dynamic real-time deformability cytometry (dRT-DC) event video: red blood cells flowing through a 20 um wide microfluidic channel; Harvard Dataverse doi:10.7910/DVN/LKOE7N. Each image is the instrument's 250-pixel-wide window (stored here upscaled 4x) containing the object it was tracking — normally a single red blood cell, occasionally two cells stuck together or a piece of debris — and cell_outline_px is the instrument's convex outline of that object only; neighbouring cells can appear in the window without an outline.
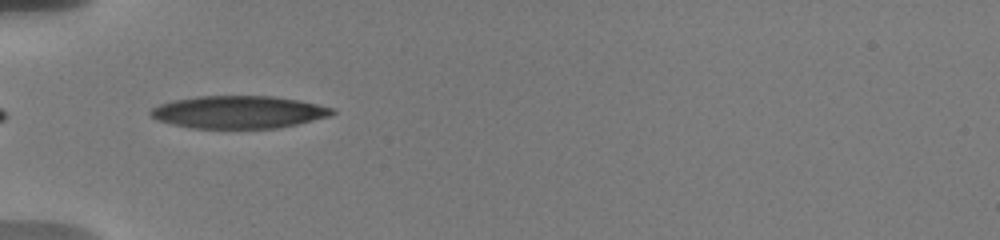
{"species": "human", "species_latin": "Homo sapiens", "temperature_condition": "warm", "stored_images_in_passage": 11, "camera_frame_rate_fps": 3000, "um_per_image_px": 0.085, "donor": {"sex": "male"}, "frame": {"image": 1, "passage_image": 1, "time_ms": 0.0, "image_size_px": [1000, 240], "cell_outline_px": [[336, 112], [332, 116], [280, 128], [192, 128], [172, 124], [160, 120], [152, 116], [148, 112], [152, 108], [160, 104], [172, 100], [196, 96], [272, 96], [300, 100], [332, 108]], "centroid_in_image_um": [20.31, 9.52], "position_along_channel_um": 64.7, "area_um2": 34.51}}
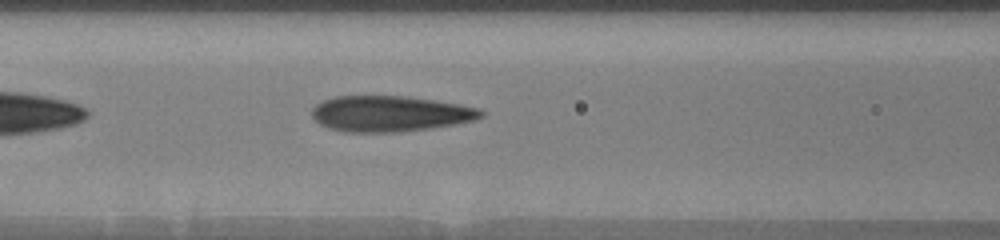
{"frame": {"image": 2, "passage_image": 7, "time_ms": 2.0, "image_size_px": [1000, 240], "cell_outline_px": [[484, 116], [472, 120], [432, 128], [400, 132], [344, 132], [328, 128], [320, 124], [312, 116], [312, 108], [316, 104], [324, 100], [336, 96], [404, 96], [460, 104], [480, 108], [484, 112]], "centroid_in_image_um": [33.13, 9.67], "position_along_channel_um": 133.5, "area_um2": 35.2}}
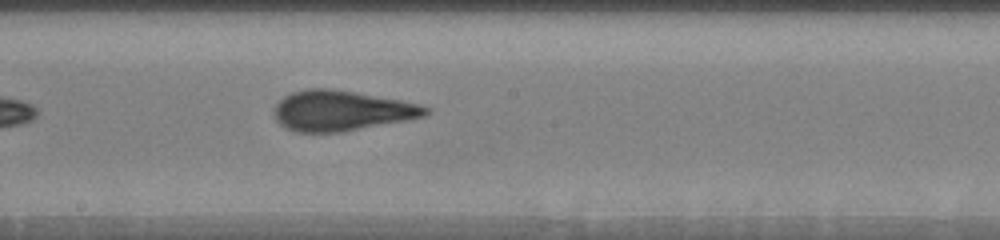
{"frame": {"image": 3, "passage_image": 11, "time_ms": 4.333, "image_size_px": [1000, 240], "cell_outline_px": [[432, 112], [424, 116], [408, 120], [340, 132], [296, 132], [280, 124], [276, 120], [276, 104], [284, 96], [292, 92], [308, 88], [332, 88], [424, 104], [432, 108]], "centroid_in_image_um": [29.1, 9.4], "position_along_channel_um": 219.1, "area_um2": 35.6}}